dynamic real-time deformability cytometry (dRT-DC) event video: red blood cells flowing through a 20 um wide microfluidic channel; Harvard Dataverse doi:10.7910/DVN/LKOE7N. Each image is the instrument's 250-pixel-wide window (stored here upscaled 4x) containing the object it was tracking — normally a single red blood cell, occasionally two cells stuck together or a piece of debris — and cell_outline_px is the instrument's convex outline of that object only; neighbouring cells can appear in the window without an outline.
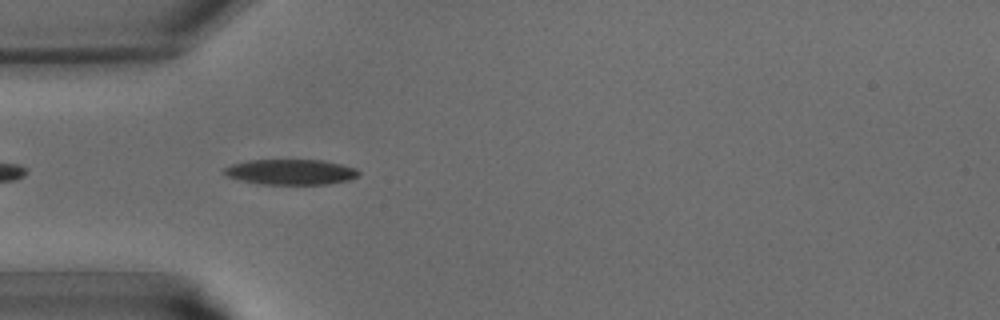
{"species": "common noctule bat (a hibernating species)", "species_latin": "Nyctalus noctula", "temperature_condition": "warm", "stored_images_in_passage": 4, "camera_frame_rate_fps": 3000, "um_per_image_px": 0.085, "animal": {"sex": "male", "body_mass_g": 15.6}, "frame": {"image": 1, "passage_image": 2, "time_ms": 0.333, "image_size_px": [1000, 320], "cell_outline_px": [[360, 176], [348, 180], [328, 184], [260, 184], [228, 176], [224, 172], [224, 168], [232, 164], [248, 160], [324, 160], [356, 168], [360, 172]], "centroid_in_image_um": [24.77, 14.61], "position_along_channel_um": 60.2, "area_um2": 19.77}}